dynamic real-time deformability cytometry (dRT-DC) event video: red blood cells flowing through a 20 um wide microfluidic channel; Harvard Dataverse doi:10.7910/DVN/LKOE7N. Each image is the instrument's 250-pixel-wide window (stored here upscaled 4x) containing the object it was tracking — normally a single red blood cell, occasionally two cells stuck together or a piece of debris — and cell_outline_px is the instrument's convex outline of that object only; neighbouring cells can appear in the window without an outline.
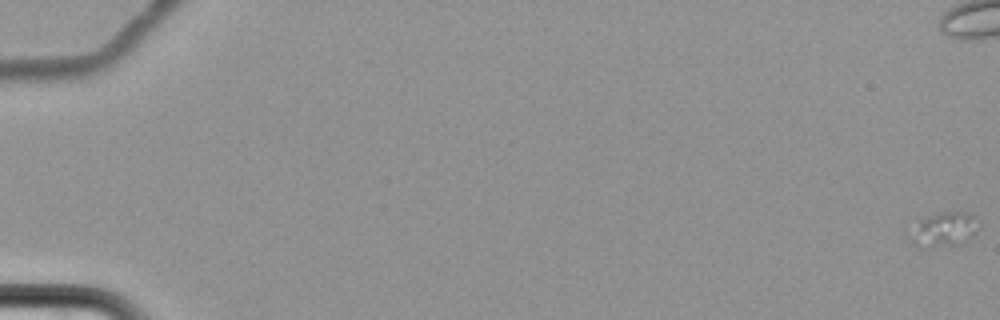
{"species": "common noctule bat (a hibernating species)", "species_latin": "Nyctalus noctula", "temperature_condition": "cold", "stored_images_in_passage": 8, "camera_frame_rate_fps": 3000, "um_per_image_px": 0.085, "animal": {"sex": "female", "body_mass_g": 22.7, "forearm_length_mm": 54.2}, "frame": {"image": 1, "passage_image": 1, "time_ms": 0.0, "image_size_px": [1000, 320], "cell_outline_px": [[980, 224], [976, 232], [964, 244], [920, 248], [912, 244], [912, 240], [920, 220], [928, 216], [940, 212], [972, 212], [980, 220]], "centroid_in_image_um": [80.39, 19.5], "position_along_channel_um": 4.6, "area_um2": 13.7}}